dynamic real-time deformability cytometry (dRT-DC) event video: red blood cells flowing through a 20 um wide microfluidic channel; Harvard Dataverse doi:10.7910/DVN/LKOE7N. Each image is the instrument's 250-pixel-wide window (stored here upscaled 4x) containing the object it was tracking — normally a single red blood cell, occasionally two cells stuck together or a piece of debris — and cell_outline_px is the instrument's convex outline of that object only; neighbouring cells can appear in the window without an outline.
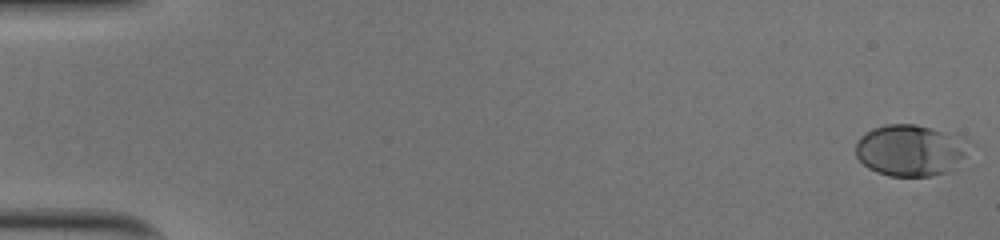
{"species": "human", "species_latin": "Homo sapiens", "temperature_condition": "cold", "stored_images_in_passage": 52, "camera_frame_rate_fps": 3000, "um_per_image_px": 0.085, "donor": {"sex": "male"}, "frame": {"image": 1, "passage_image": 1, "time_ms": 0.0, "image_size_px": [1000, 240], "cell_outline_px": [[968, 140], [964, 156], [948, 172], [932, 176], [888, 176], [876, 172], [868, 168], [856, 156], [856, 140], [860, 136], [872, 128], [888, 124], [916, 124]], "centroid_in_image_um": [77.3, 12.79], "position_along_channel_um": 7.7, "area_um2": 33.58}}
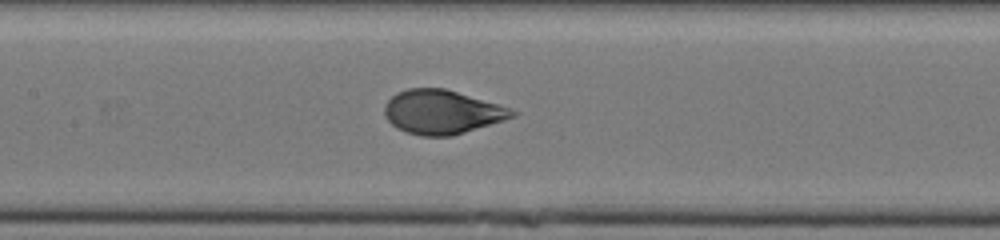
{"frame": {"image": 2, "passage_image": 26, "time_ms": 8.333, "image_size_px": [1000, 240], "cell_outline_px": [[520, 112], [516, 116], [504, 120], [452, 136], [420, 136], [396, 128], [384, 116], [384, 104], [396, 92], [408, 88], [444, 88], [512, 108]], "centroid_in_image_um": [37.57, 9.52], "position_along_channel_um": 169.8, "area_um2": 32.83}}
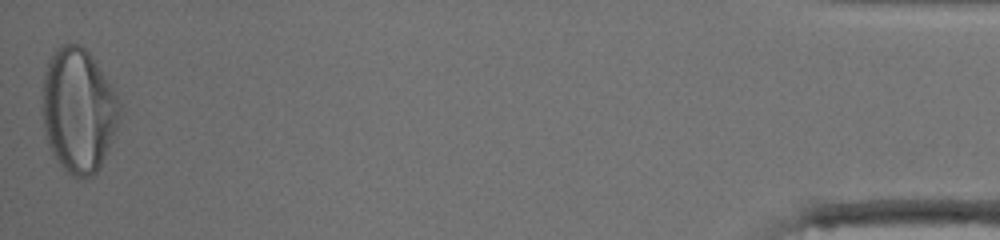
{"frame": {"image": 3, "passage_image": 52, "time_ms": 17.0, "image_size_px": [1000, 240], "cell_outline_px": [[120, 116], [116, 128], [100, 168], [92, 176], [72, 176], [60, 164], [52, 152], [48, 144], [44, 124], [44, 72], [48, 60], [56, 48], [60, 44], [80, 44], [92, 56], [112, 88], [120, 104]], "centroid_in_image_um": [6.67, 9.36], "position_along_channel_um": 428.5, "area_um2": 55.03}, "authors_computed_cell_mechanics": {"area_um2": 33.0327, "velocity_mm_per_s": 3.9913, "shape_relaxation_time_tau1_ms": 3.3129, "shape_relaxation_time_tau2_ms": null, "deformation_change_tau1": 0.1847, "deformation_change_tau2": null}}